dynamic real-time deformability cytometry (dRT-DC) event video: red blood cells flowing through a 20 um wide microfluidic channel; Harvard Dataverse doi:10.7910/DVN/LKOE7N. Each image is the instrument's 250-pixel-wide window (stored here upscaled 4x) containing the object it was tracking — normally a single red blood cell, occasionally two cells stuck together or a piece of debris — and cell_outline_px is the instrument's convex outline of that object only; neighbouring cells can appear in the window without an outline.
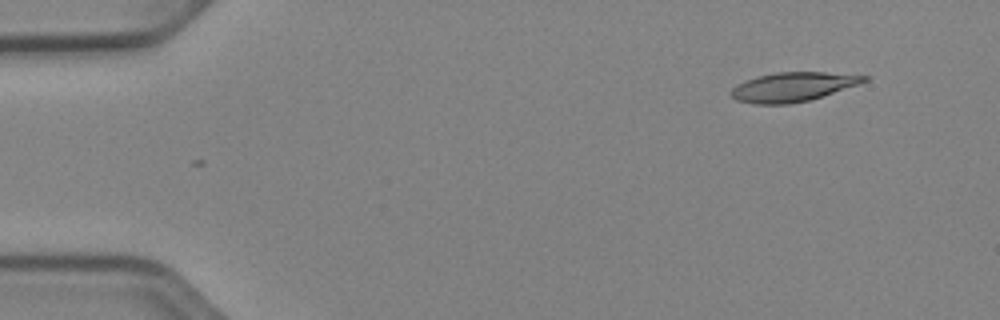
{"species": "Egyptian fruit bat (a non-hibernating species)", "species_latin": "Rousettus aegyptiacus", "temperature_condition": "cold", "stored_images_in_passage": 48, "camera_frame_rate_fps": 3000, "um_per_image_px": 0.085, "animal": {"sex": "female"}, "frame": {"image": 1, "passage_image": 1, "time_ms": 0.0, "image_size_px": [1000, 320], "cell_outline_px": [[868, 80], [808, 100], [788, 104], [756, 104], [736, 100], [728, 96], [728, 92], [736, 84], [744, 80], [756, 76], [776, 72], [824, 72], [868, 76]], "centroid_in_image_um": [67.25, 7.38], "position_along_channel_um": 17.7, "area_um2": 22.43}}
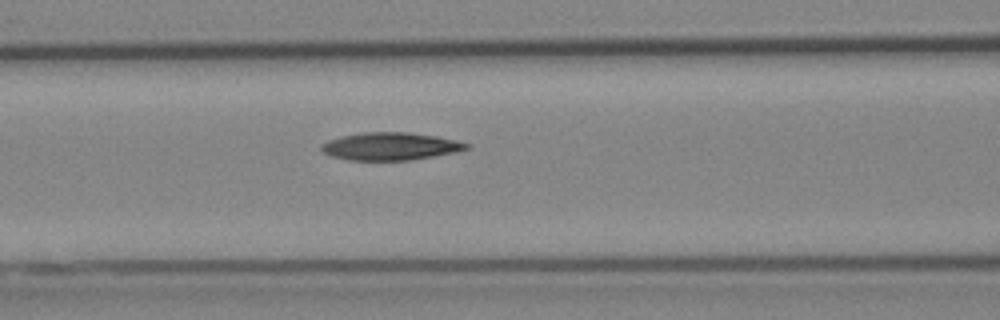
{"frame": {"image": 2, "passage_image": 18, "time_ms": 5.667, "image_size_px": [1000, 320], "cell_outline_px": [[472, 144], [468, 148], [456, 152], [412, 160], [348, 160], [332, 156], [324, 152], [320, 148], [320, 144], [328, 140], [340, 136], [360, 132], [408, 132], [436, 136], [456, 140]], "centroid_in_image_um": [33.18, 12.43], "position_along_channel_um": 133.4, "area_um2": 23.52}}
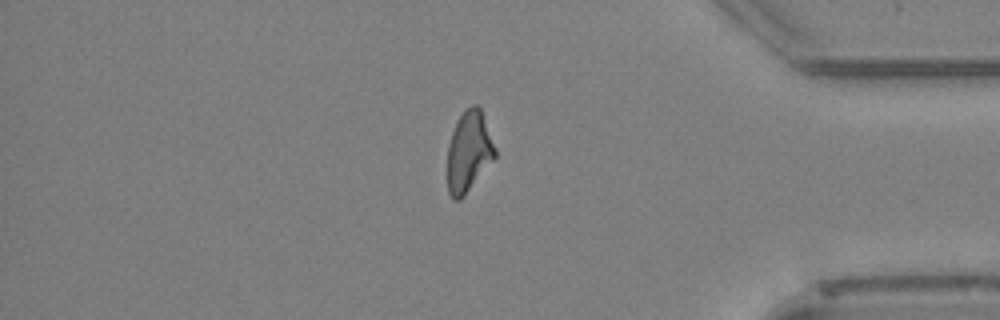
{"frame": {"image": 3, "passage_image": 40, "time_ms": 13.0, "image_size_px": [1000, 320], "cell_outline_px": [[496, 156], [464, 196], [460, 200], [452, 200], [448, 192], [448, 144], [452, 132], [464, 108], [472, 104], [476, 104], [480, 108], [496, 148]], "centroid_in_image_um": [39.84, 12.89], "position_along_channel_um": 395.4, "area_um2": 22.25}}